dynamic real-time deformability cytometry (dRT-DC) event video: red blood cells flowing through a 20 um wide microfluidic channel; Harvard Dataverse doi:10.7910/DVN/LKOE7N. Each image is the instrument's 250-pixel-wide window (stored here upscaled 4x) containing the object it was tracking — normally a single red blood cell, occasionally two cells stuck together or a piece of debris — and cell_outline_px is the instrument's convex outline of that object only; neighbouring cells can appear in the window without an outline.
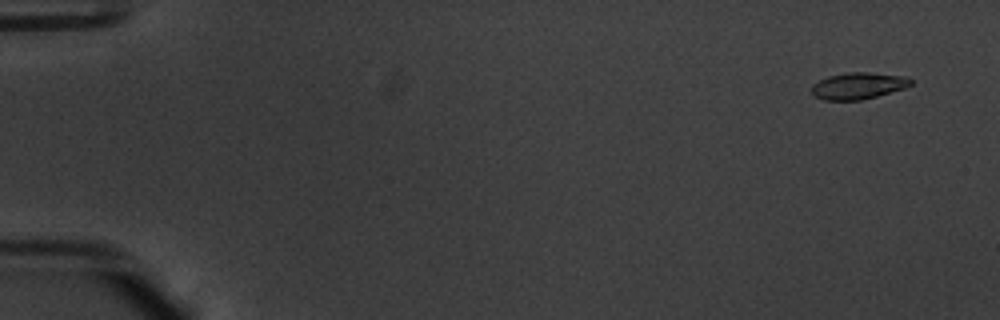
{"species": "common noctule bat (a hibernating species)", "species_latin": "Nyctalus noctula", "temperature_condition": "warm", "stored_images_in_passage": 55, "camera_frame_rate_fps": 3000, "um_per_image_px": 0.085, "animal": {"sex": "male", "body_mass_g": 20.1, "forearm_length_mm": 53.5}, "frame": {"image": 1, "passage_image": 4, "time_ms": 1.0, "image_size_px": [1000, 320], "cell_outline_px": [[912, 84], [904, 88], [876, 96], [860, 100], [824, 100], [816, 96], [812, 92], [812, 84], [828, 76], [848, 72], [868, 72], [908, 76], [912, 80]], "centroid_in_image_um": [72.97, 7.28], "position_along_channel_um": 12.0, "area_um2": 15.32}}
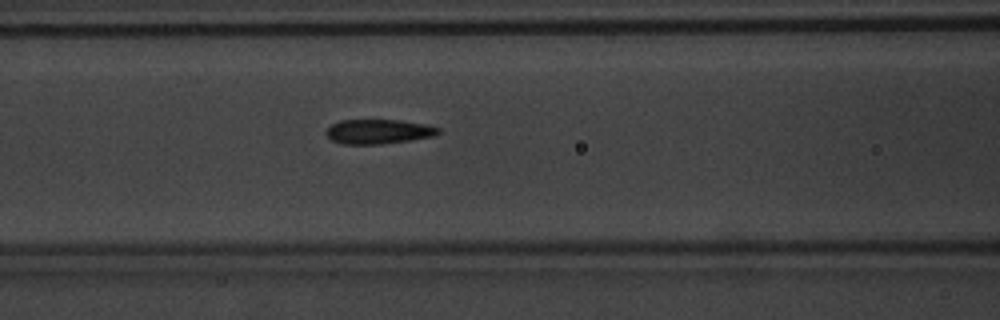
{"frame": {"image": 2, "passage_image": 25, "time_ms": 8.0, "image_size_px": [1000, 320], "cell_outline_px": [[440, 132], [436, 136], [380, 144], [340, 144], [332, 140], [324, 132], [332, 124], [340, 120], [400, 120], [428, 124], [440, 128]], "centroid_in_image_um": [32.18, 11.18], "position_along_channel_um": 134.4, "area_um2": 16.13}}
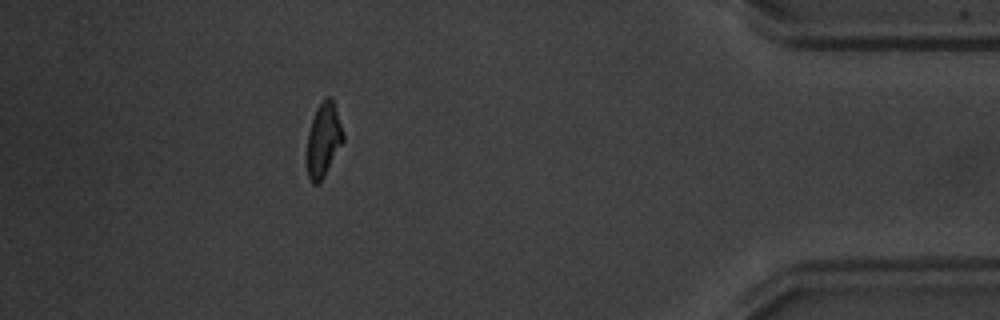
{"frame": {"image": 3, "passage_image": 50, "time_ms": 16.333, "image_size_px": [1000, 320], "cell_outline_px": [[344, 140], [324, 176], [316, 184], [312, 184], [308, 176], [304, 160], [308, 132], [316, 108], [320, 100], [324, 96], [332, 96], [344, 132]], "centroid_in_image_um": [27.46, 11.86], "position_along_channel_um": 407.7, "area_um2": 16.18}, "authors_computed_cell_mechanics": {"area_um2": 16.1262, "velocity_mm_per_s": 3.7905, "shape_relaxation_time_tau1_ms": 4.1462, "shape_relaxation_time_tau2_ms": 1.5655, "deformation_change_tau1": 0.1528, "deformation_change_tau2": 0.0711}}